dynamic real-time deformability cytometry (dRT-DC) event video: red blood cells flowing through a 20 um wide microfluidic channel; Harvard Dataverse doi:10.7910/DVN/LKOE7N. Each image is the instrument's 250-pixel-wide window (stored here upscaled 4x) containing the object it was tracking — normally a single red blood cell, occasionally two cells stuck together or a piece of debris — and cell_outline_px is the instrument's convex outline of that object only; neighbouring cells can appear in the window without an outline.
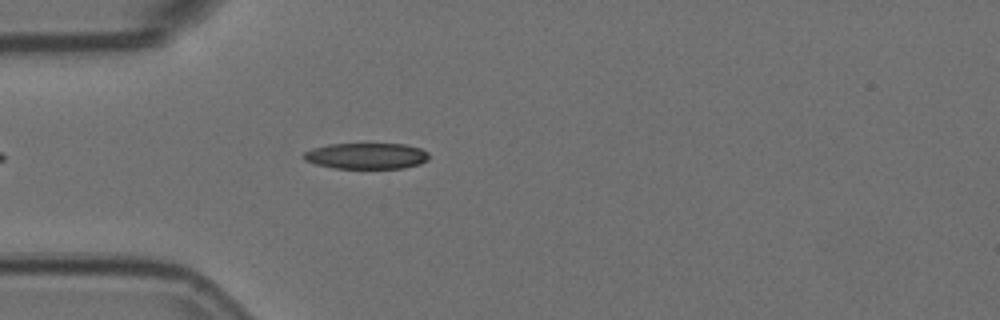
{"species": "Egyptian fruit bat (a non-hibernating species)", "species_latin": "Rousettus aegyptiacus", "temperature_condition": "room temperature", "stored_images_in_passage": 46, "camera_frame_rate_fps": 3000, "um_per_image_px": 0.085, "animal": {"sex": "female"}, "frame": {"image": 1, "passage_image": 6, "time_ms": 1.667, "image_size_px": [1000, 320], "cell_outline_px": [[428, 160], [420, 164], [404, 168], [336, 168], [316, 164], [304, 160], [300, 156], [304, 152], [312, 148], [328, 144], [404, 144], [420, 148], [428, 152]], "centroid_in_image_um": [31.12, 13.25], "position_along_channel_um": 53.9, "area_um2": 19.07}}
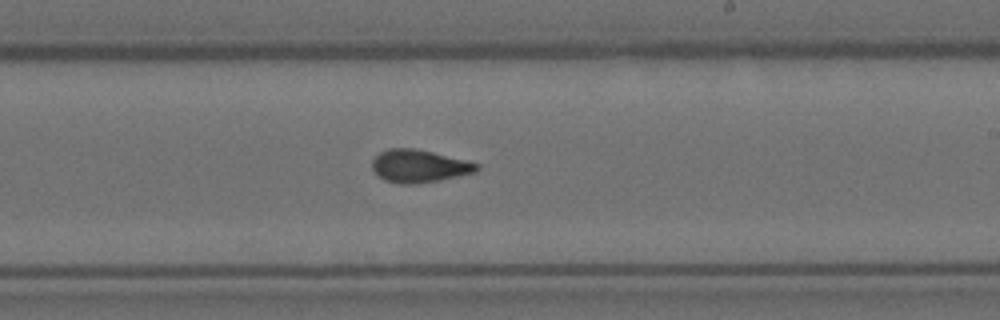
{"frame": {"image": 2, "passage_image": 23, "time_ms": 7.333, "image_size_px": [1000, 320], "cell_outline_px": [[480, 168], [476, 172], [416, 184], [400, 184], [384, 180], [372, 168], [372, 160], [380, 152], [388, 148], [416, 148], [480, 164]], "centroid_in_image_um": [35.6, 14.11], "position_along_channel_um": 253.4, "area_um2": 19.71}}
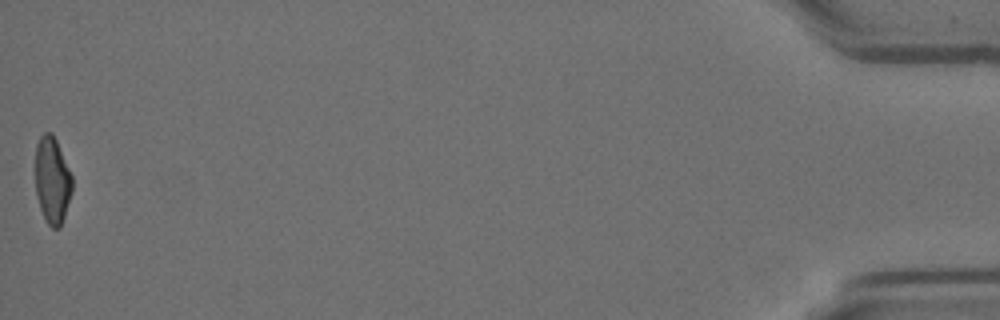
{"frame": {"image": 3, "passage_image": 46, "time_ms": 15.0, "image_size_px": [1000, 320], "cell_outline_px": [[72, 192], [60, 228], [52, 228], [48, 224], [40, 208], [36, 192], [36, 144], [40, 136], [44, 132], [52, 132], [56, 140], [72, 176]], "centroid_in_image_um": [4.44, 15.31], "position_along_channel_um": 430.8, "area_um2": 18.44}, "authors_computed_cell_mechanics": {"area_um2": 19.5942, "velocity_mm_per_s": 3.6218, "shape_relaxation_time_tau1_ms": 8.6548, "shape_relaxation_time_tau2_ms": 1.7807, "deformation_change_tau1": 0.2626, "deformation_change_tau2": 0.091}}